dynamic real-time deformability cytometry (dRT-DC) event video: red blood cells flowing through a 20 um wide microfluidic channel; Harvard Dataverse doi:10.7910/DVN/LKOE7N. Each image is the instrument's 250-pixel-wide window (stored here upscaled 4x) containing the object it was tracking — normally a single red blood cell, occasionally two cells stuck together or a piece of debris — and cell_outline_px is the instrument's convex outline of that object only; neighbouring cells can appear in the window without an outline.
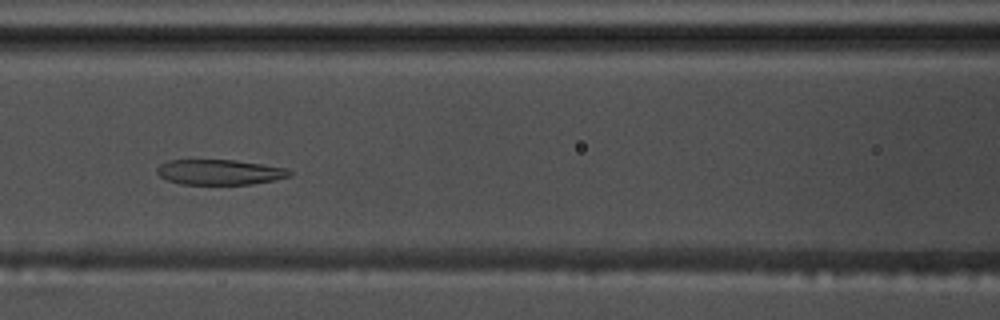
{"species": "common noctule bat (a hibernating species)", "species_latin": "Nyctalus noctula", "temperature_condition": "warm", "stored_images_in_passage": 54, "camera_frame_rate_fps": 3000, "um_per_image_px": 0.085, "animal": {"sex": "male", "body_mass_g": 17.5, "forearm_length_mm": 52.3}, "frame": {"image": 1, "passage_image": 22, "time_ms": 7.0, "image_size_px": [1000, 320], "cell_outline_px": [[292, 176], [252, 184], [180, 184], [168, 180], [160, 176], [156, 172], [156, 168], [160, 164], [168, 160], [236, 160], [288, 168], [292, 172]], "centroid_in_image_um": [18.67, 14.62], "position_along_channel_um": 147.9, "area_um2": 19.54}}
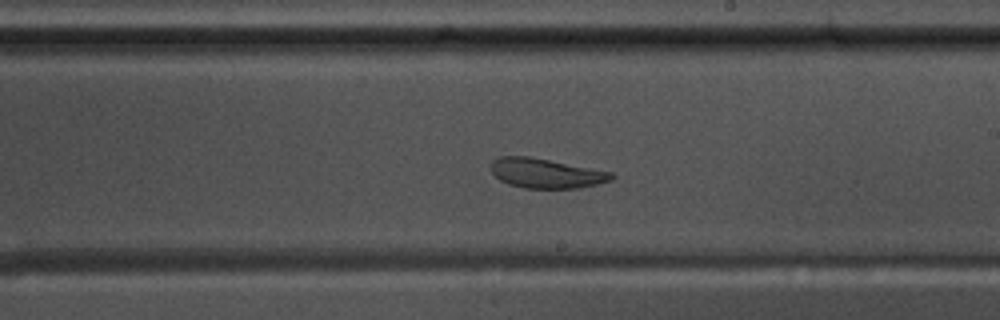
{"frame": {"image": 2, "passage_image": 30, "time_ms": 9.667, "image_size_px": [1000, 320], "cell_outline_px": [[616, 176], [612, 180], [580, 188], [524, 188], [508, 184], [500, 180], [492, 172], [492, 160], [500, 156], [528, 156], [612, 172]], "centroid_in_image_um": [46.42, 14.73], "position_along_channel_um": 242.6, "area_um2": 20.69}}
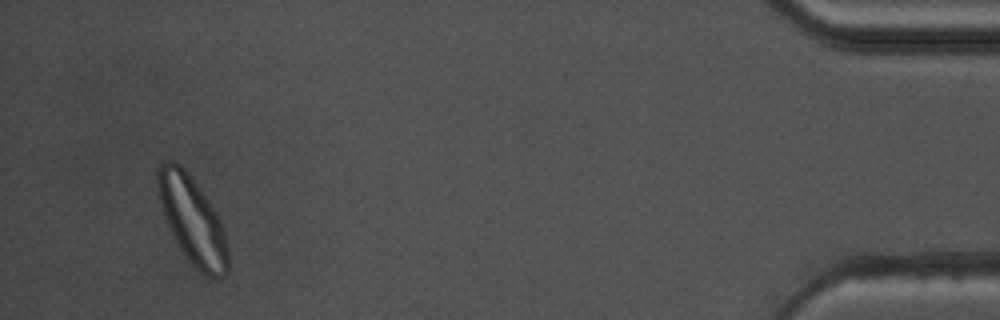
{"frame": {"image": 3, "passage_image": 51, "time_ms": 16.667, "image_size_px": [1000, 320], "cell_outline_px": [[228, 272], [224, 276], [208, 276], [200, 272], [192, 264], [180, 248], [168, 224], [160, 200], [156, 180], [156, 172], [160, 164], [168, 160], [172, 160], [180, 164], [184, 168], [208, 200], [216, 212], [224, 228], [228, 248]], "centroid_in_image_um": [16.37, 18.71], "position_along_channel_um": 418.8, "area_um2": 35.14}, "authors_computed_cell_mechanics": {"area_um2": 25.8655, "velocity_mm_per_s": 3.5678, "shape_relaxation_time_tau1_ms": 6.1956, "shape_relaxation_time_tau2_ms": 1.3169, "deformation_change_tau1": 0.1764, "deformation_change_tau2": 0.077}}